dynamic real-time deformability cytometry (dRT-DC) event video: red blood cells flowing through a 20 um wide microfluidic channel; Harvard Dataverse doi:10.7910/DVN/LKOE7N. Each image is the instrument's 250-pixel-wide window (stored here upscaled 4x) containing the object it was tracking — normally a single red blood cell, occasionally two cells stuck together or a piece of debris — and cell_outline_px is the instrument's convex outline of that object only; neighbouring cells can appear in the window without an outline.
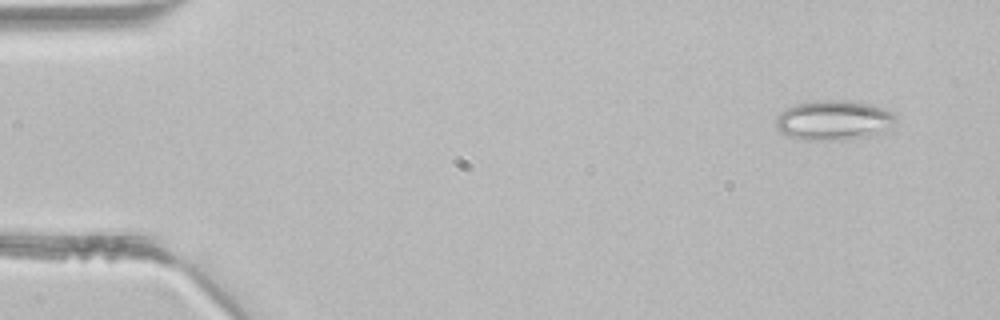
{"species": "common noctule bat (a hibernating species)", "species_latin": "Nyctalus noctula", "temperature_condition": "room temperature", "stored_images_in_passage": 4, "camera_frame_rate_fps": 3000, "um_per_image_px": 0.085, "animal": {"sex": "male", "body_mass_g": 21.5, "forearm_length_mm": 52.0}, "frame": {"image": 1, "passage_image": 1, "time_ms": 0.0, "image_size_px": [1000, 320], "cell_outline_px": [[896, 124], [884, 132], [872, 136], [848, 140], [800, 140], [788, 136], [780, 132], [776, 128], [776, 116], [780, 112], [796, 104], [816, 100], [848, 100], [868, 104], [884, 108], [896, 112]], "centroid_in_image_um": [70.91, 10.24], "position_along_channel_um": 14.1, "area_um2": 28.5}}